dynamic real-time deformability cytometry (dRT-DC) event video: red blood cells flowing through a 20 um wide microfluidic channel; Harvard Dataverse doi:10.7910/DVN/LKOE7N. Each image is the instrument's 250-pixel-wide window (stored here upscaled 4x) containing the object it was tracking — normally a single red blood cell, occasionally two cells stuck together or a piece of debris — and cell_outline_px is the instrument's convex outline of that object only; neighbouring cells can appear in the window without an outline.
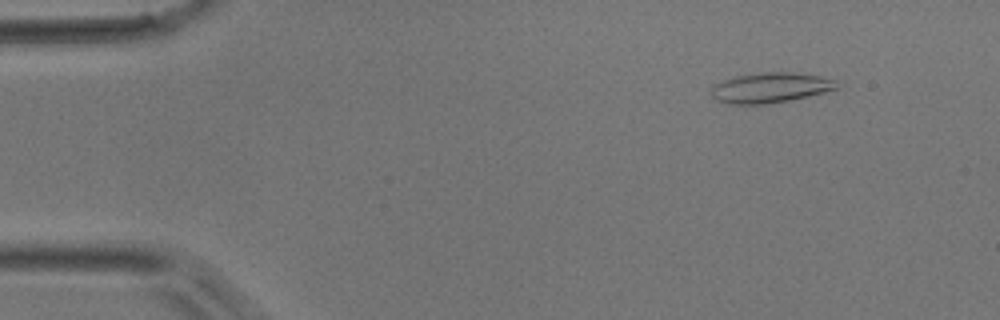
{"species": "common noctule bat (a hibernating species)", "species_latin": "Nyctalus noctula", "temperature_condition": "room temperature", "stored_images_in_passage": 50, "camera_frame_rate_fps": 3000, "um_per_image_px": 0.085, "animal": {"sex": "male", "body_mass_g": 17.9}, "frame": {"image": 1, "passage_image": 5, "time_ms": 1.333, "image_size_px": [1000, 320], "cell_outline_px": [[840, 88], [808, 96], [768, 104], [728, 104], [716, 100], [712, 96], [712, 88], [716, 84], [724, 80], [736, 76], [760, 72], [788, 72], [820, 76], [836, 80]], "centroid_in_image_um": [65.5, 7.45], "position_along_channel_um": 19.5, "area_um2": 21.96}}
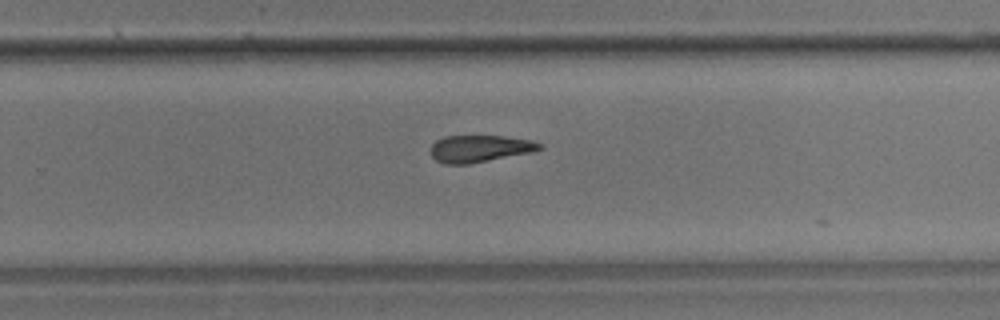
{"frame": {"image": 2, "passage_image": 32, "time_ms": 10.333, "image_size_px": [1000, 320], "cell_outline_px": [[544, 148], [532, 152], [468, 164], [444, 164], [436, 160], [432, 156], [432, 144], [436, 140], [444, 136], [504, 136], [532, 140], [544, 144]], "centroid_in_image_um": [40.82, 12.62], "position_along_channel_um": 289.0, "area_um2": 17.17}}
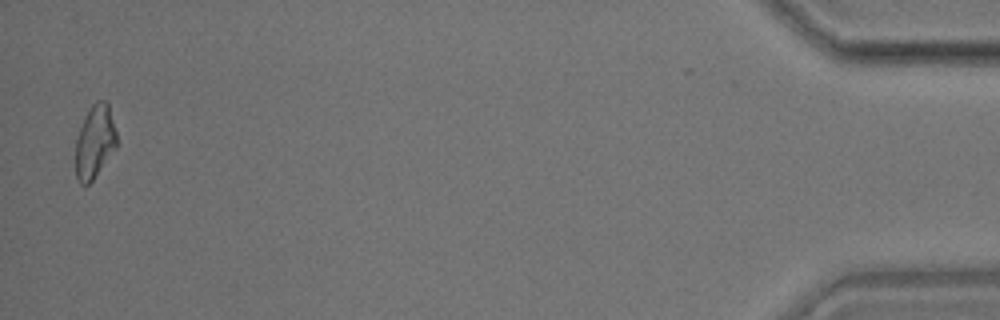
{"frame": {"image": 3, "passage_image": 49, "time_ms": 16.0, "image_size_px": [1000, 320], "cell_outline_px": [[116, 148], [92, 180], [88, 184], [80, 184], [76, 176], [76, 136], [84, 116], [92, 104], [96, 100], [104, 100], [108, 104], [116, 132]], "centroid_in_image_um": [8.04, 12.02], "position_along_channel_um": 427.2, "area_um2": 17.4}}